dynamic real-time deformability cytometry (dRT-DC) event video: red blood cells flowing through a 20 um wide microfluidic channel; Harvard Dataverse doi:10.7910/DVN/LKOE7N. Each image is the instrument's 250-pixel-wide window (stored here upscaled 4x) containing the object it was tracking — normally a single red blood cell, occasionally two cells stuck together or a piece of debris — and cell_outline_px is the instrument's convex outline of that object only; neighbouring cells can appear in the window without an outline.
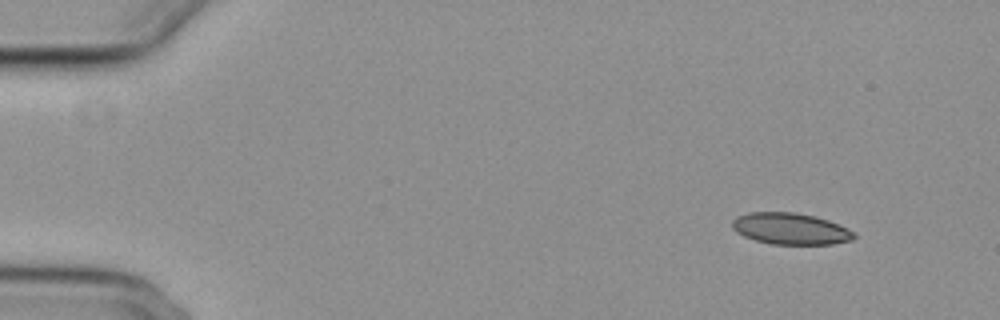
{"species": "common noctule bat (a hibernating species)", "species_latin": "Nyctalus noctula", "temperature_condition": "cold", "stored_images_in_passage": 13, "camera_frame_rate_fps": 3000, "um_per_image_px": 0.085, "animal": {"sex": "female", "body_mass_g": 29.2, "forearm_length_mm": 56.3}, "frame": {"image": 1, "passage_image": 1, "time_ms": 0.0, "image_size_px": [1000, 320], "cell_outline_px": [[856, 236], [852, 240], [832, 244], [772, 244], [756, 240], [744, 236], [736, 232], [732, 228], [732, 220], [736, 216], [748, 212], [792, 212], [816, 216], [828, 220], [852, 232]], "centroid_in_image_um": [67.13, 19.43], "position_along_channel_um": 17.9, "area_um2": 22.2}}
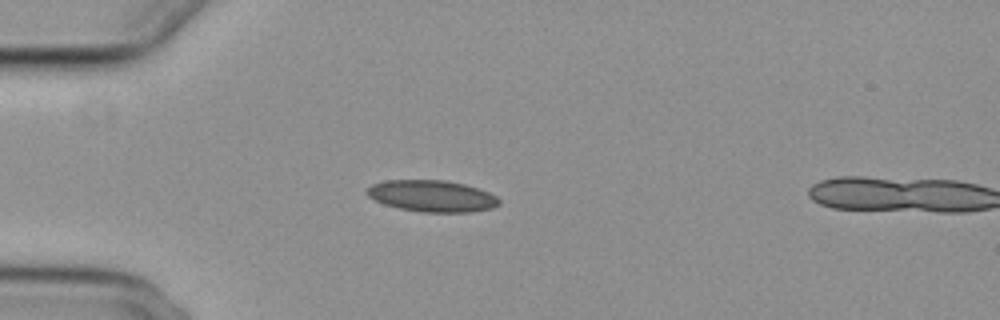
{"frame": {"image": 2, "passage_image": 11, "time_ms": 3.333, "image_size_px": [1000, 320], "cell_outline_px": [[500, 204], [492, 208], [472, 212], [420, 212], [400, 208], [384, 204], [368, 196], [364, 192], [372, 184], [384, 180], [444, 180], [464, 184], [488, 192], [496, 196], [500, 200]], "centroid_in_image_um": [36.71, 16.66], "position_along_channel_um": 48.3, "area_um2": 24.28}}